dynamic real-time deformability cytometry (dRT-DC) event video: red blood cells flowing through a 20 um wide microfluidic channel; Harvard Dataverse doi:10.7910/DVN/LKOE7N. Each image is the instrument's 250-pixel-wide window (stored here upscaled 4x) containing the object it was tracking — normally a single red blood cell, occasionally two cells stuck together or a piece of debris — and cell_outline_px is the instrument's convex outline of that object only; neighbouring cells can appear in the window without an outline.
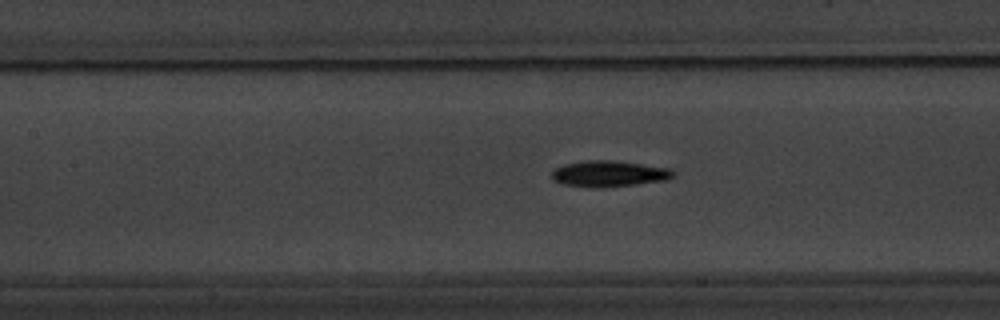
{"species": "common noctule bat (a hibernating species)", "species_latin": "Nyctalus noctula", "temperature_condition": "warm", "stored_images_in_passage": 41, "camera_frame_rate_fps": 3000, "um_per_image_px": 0.085, "animal": {"sex": "male", "body_mass_g": 20.1, "forearm_length_mm": 53.5}, "frame": {"image": 1, "passage_image": 12, "time_ms": 3.667, "image_size_px": [1000, 320], "cell_outline_px": [[676, 176], [668, 180], [604, 188], [588, 188], [564, 184], [552, 180], [552, 172], [556, 168], [564, 164], [584, 160], [616, 160], [668, 168], [676, 172]], "centroid_in_image_um": [51.78, 14.77], "position_along_channel_um": 155.6, "area_um2": 18.79}}
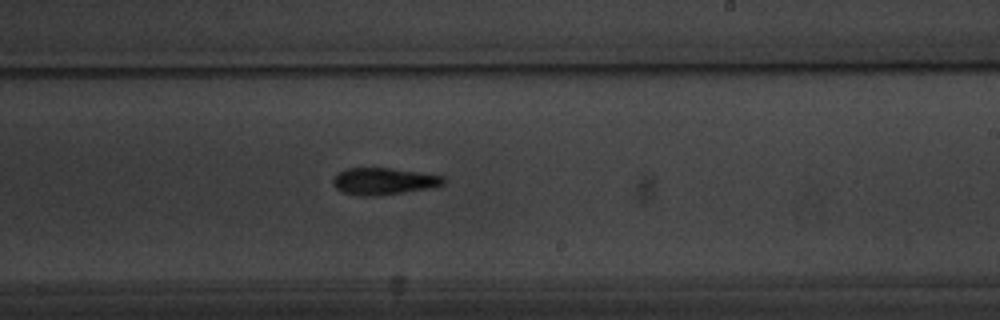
{"frame": {"image": 2, "passage_image": 20, "time_ms": 6.333, "image_size_px": [1000, 320], "cell_outline_px": [[444, 184], [428, 188], [372, 196], [356, 196], [340, 192], [332, 184], [332, 180], [336, 172], [344, 168], [392, 168], [420, 172], [444, 176]], "centroid_in_image_um": [32.52, 15.39], "position_along_channel_um": 256.5, "area_um2": 17.4}}
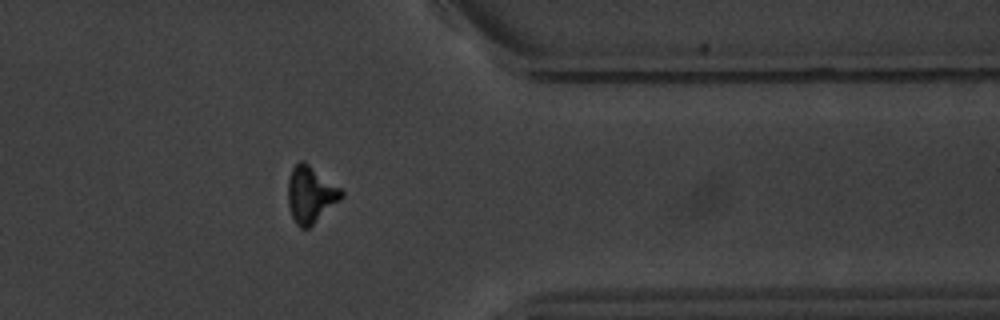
{"frame": {"image": 3, "passage_image": 31, "time_ms": 10.0, "image_size_px": [1000, 320], "cell_outline_px": [[344, 196], [340, 200], [308, 228], [300, 228], [296, 224], [292, 216], [288, 204], [288, 180], [292, 168], [300, 160], [304, 160], [340, 188], [344, 192]], "centroid_in_image_um": [26.39, 16.52], "position_along_channel_um": 385.0, "area_um2": 17.46}, "authors_computed_cell_mechanics": {"area_um2": 17.2822, "velocity_mm_per_s": 3.7879, "shape_relaxation_time_tau1_ms": 2.4154, "shape_relaxation_time_tau2_ms": 5.9219, "deformation_change_tau1": 0.1429, "deformation_change_tau2": 0.1681}}